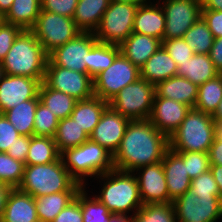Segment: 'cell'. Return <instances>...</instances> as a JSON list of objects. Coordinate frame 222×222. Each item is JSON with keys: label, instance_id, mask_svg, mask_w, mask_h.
<instances>
[{"label": "cell", "instance_id": "cell-31", "mask_svg": "<svg viewBox=\"0 0 222 222\" xmlns=\"http://www.w3.org/2000/svg\"><path fill=\"white\" fill-rule=\"evenodd\" d=\"M38 96L40 102L59 119L70 117L78 100L72 96L40 84Z\"/></svg>", "mask_w": 222, "mask_h": 222}, {"label": "cell", "instance_id": "cell-23", "mask_svg": "<svg viewBox=\"0 0 222 222\" xmlns=\"http://www.w3.org/2000/svg\"><path fill=\"white\" fill-rule=\"evenodd\" d=\"M161 45L158 38L132 32L119 47L120 52L140 69Z\"/></svg>", "mask_w": 222, "mask_h": 222}, {"label": "cell", "instance_id": "cell-1", "mask_svg": "<svg viewBox=\"0 0 222 222\" xmlns=\"http://www.w3.org/2000/svg\"><path fill=\"white\" fill-rule=\"evenodd\" d=\"M169 138L149 120L130 121L118 150L113 155L115 169L134 172L163 160Z\"/></svg>", "mask_w": 222, "mask_h": 222}, {"label": "cell", "instance_id": "cell-9", "mask_svg": "<svg viewBox=\"0 0 222 222\" xmlns=\"http://www.w3.org/2000/svg\"><path fill=\"white\" fill-rule=\"evenodd\" d=\"M31 31L48 55L82 32L73 18L48 11L40 12Z\"/></svg>", "mask_w": 222, "mask_h": 222}, {"label": "cell", "instance_id": "cell-43", "mask_svg": "<svg viewBox=\"0 0 222 222\" xmlns=\"http://www.w3.org/2000/svg\"><path fill=\"white\" fill-rule=\"evenodd\" d=\"M162 46L176 62L177 67L195 54L183 38L162 40Z\"/></svg>", "mask_w": 222, "mask_h": 222}, {"label": "cell", "instance_id": "cell-42", "mask_svg": "<svg viewBox=\"0 0 222 222\" xmlns=\"http://www.w3.org/2000/svg\"><path fill=\"white\" fill-rule=\"evenodd\" d=\"M189 190L197 197H219L218 185L210 170L192 179Z\"/></svg>", "mask_w": 222, "mask_h": 222}, {"label": "cell", "instance_id": "cell-27", "mask_svg": "<svg viewBox=\"0 0 222 222\" xmlns=\"http://www.w3.org/2000/svg\"><path fill=\"white\" fill-rule=\"evenodd\" d=\"M110 2V0H78L73 16L76 26L82 32H94Z\"/></svg>", "mask_w": 222, "mask_h": 222}, {"label": "cell", "instance_id": "cell-36", "mask_svg": "<svg viewBox=\"0 0 222 222\" xmlns=\"http://www.w3.org/2000/svg\"><path fill=\"white\" fill-rule=\"evenodd\" d=\"M183 39L195 54L207 55L214 41L213 34L202 17L186 31Z\"/></svg>", "mask_w": 222, "mask_h": 222}, {"label": "cell", "instance_id": "cell-40", "mask_svg": "<svg viewBox=\"0 0 222 222\" xmlns=\"http://www.w3.org/2000/svg\"><path fill=\"white\" fill-rule=\"evenodd\" d=\"M59 120L60 119L55 116L49 108L39 101L34 118L33 136L54 138Z\"/></svg>", "mask_w": 222, "mask_h": 222}, {"label": "cell", "instance_id": "cell-6", "mask_svg": "<svg viewBox=\"0 0 222 222\" xmlns=\"http://www.w3.org/2000/svg\"><path fill=\"white\" fill-rule=\"evenodd\" d=\"M217 136L211 114L191 108L179 128L169 137L174 152H207Z\"/></svg>", "mask_w": 222, "mask_h": 222}, {"label": "cell", "instance_id": "cell-49", "mask_svg": "<svg viewBox=\"0 0 222 222\" xmlns=\"http://www.w3.org/2000/svg\"><path fill=\"white\" fill-rule=\"evenodd\" d=\"M29 146L30 136L20 135L6 153L13 159L26 163Z\"/></svg>", "mask_w": 222, "mask_h": 222}, {"label": "cell", "instance_id": "cell-30", "mask_svg": "<svg viewBox=\"0 0 222 222\" xmlns=\"http://www.w3.org/2000/svg\"><path fill=\"white\" fill-rule=\"evenodd\" d=\"M39 101V96H37L35 99L21 102L3 113L21 135L33 136L34 118Z\"/></svg>", "mask_w": 222, "mask_h": 222}, {"label": "cell", "instance_id": "cell-33", "mask_svg": "<svg viewBox=\"0 0 222 222\" xmlns=\"http://www.w3.org/2000/svg\"><path fill=\"white\" fill-rule=\"evenodd\" d=\"M61 157L54 138L31 136L25 165L49 164Z\"/></svg>", "mask_w": 222, "mask_h": 222}, {"label": "cell", "instance_id": "cell-53", "mask_svg": "<svg viewBox=\"0 0 222 222\" xmlns=\"http://www.w3.org/2000/svg\"><path fill=\"white\" fill-rule=\"evenodd\" d=\"M13 188L5 184H0V219L5 209L8 196Z\"/></svg>", "mask_w": 222, "mask_h": 222}, {"label": "cell", "instance_id": "cell-56", "mask_svg": "<svg viewBox=\"0 0 222 222\" xmlns=\"http://www.w3.org/2000/svg\"><path fill=\"white\" fill-rule=\"evenodd\" d=\"M13 1L14 0H0V12L5 15L11 8Z\"/></svg>", "mask_w": 222, "mask_h": 222}, {"label": "cell", "instance_id": "cell-5", "mask_svg": "<svg viewBox=\"0 0 222 222\" xmlns=\"http://www.w3.org/2000/svg\"><path fill=\"white\" fill-rule=\"evenodd\" d=\"M61 158L69 174L83 187L89 185L86 180L93 177L97 180L99 175L114 169L113 155L90 139L78 147L65 150Z\"/></svg>", "mask_w": 222, "mask_h": 222}, {"label": "cell", "instance_id": "cell-32", "mask_svg": "<svg viewBox=\"0 0 222 222\" xmlns=\"http://www.w3.org/2000/svg\"><path fill=\"white\" fill-rule=\"evenodd\" d=\"M89 140V135L71 117L59 120L54 141L60 153L78 147Z\"/></svg>", "mask_w": 222, "mask_h": 222}, {"label": "cell", "instance_id": "cell-50", "mask_svg": "<svg viewBox=\"0 0 222 222\" xmlns=\"http://www.w3.org/2000/svg\"><path fill=\"white\" fill-rule=\"evenodd\" d=\"M217 136L212 143L208 155L211 165H222V121L216 122Z\"/></svg>", "mask_w": 222, "mask_h": 222}, {"label": "cell", "instance_id": "cell-16", "mask_svg": "<svg viewBox=\"0 0 222 222\" xmlns=\"http://www.w3.org/2000/svg\"><path fill=\"white\" fill-rule=\"evenodd\" d=\"M143 205L169 203V195L162 161L135 170Z\"/></svg>", "mask_w": 222, "mask_h": 222}, {"label": "cell", "instance_id": "cell-15", "mask_svg": "<svg viewBox=\"0 0 222 222\" xmlns=\"http://www.w3.org/2000/svg\"><path fill=\"white\" fill-rule=\"evenodd\" d=\"M42 82L43 79L5 74L0 81V113L3 114L21 102L35 99Z\"/></svg>", "mask_w": 222, "mask_h": 222}, {"label": "cell", "instance_id": "cell-8", "mask_svg": "<svg viewBox=\"0 0 222 222\" xmlns=\"http://www.w3.org/2000/svg\"><path fill=\"white\" fill-rule=\"evenodd\" d=\"M139 3L111 1L98 28L94 31L99 42L120 46L133 32Z\"/></svg>", "mask_w": 222, "mask_h": 222}, {"label": "cell", "instance_id": "cell-10", "mask_svg": "<svg viewBox=\"0 0 222 222\" xmlns=\"http://www.w3.org/2000/svg\"><path fill=\"white\" fill-rule=\"evenodd\" d=\"M140 78V69L121 52L113 63L93 78L94 96L109 102L126 85Z\"/></svg>", "mask_w": 222, "mask_h": 222}, {"label": "cell", "instance_id": "cell-38", "mask_svg": "<svg viewBox=\"0 0 222 222\" xmlns=\"http://www.w3.org/2000/svg\"><path fill=\"white\" fill-rule=\"evenodd\" d=\"M132 222H177L172 203L145 204L132 215Z\"/></svg>", "mask_w": 222, "mask_h": 222}, {"label": "cell", "instance_id": "cell-55", "mask_svg": "<svg viewBox=\"0 0 222 222\" xmlns=\"http://www.w3.org/2000/svg\"><path fill=\"white\" fill-rule=\"evenodd\" d=\"M108 222H132V216L112 213Z\"/></svg>", "mask_w": 222, "mask_h": 222}, {"label": "cell", "instance_id": "cell-3", "mask_svg": "<svg viewBox=\"0 0 222 222\" xmlns=\"http://www.w3.org/2000/svg\"><path fill=\"white\" fill-rule=\"evenodd\" d=\"M48 54L31 30H22L1 65L7 75L44 79Z\"/></svg>", "mask_w": 222, "mask_h": 222}, {"label": "cell", "instance_id": "cell-59", "mask_svg": "<svg viewBox=\"0 0 222 222\" xmlns=\"http://www.w3.org/2000/svg\"><path fill=\"white\" fill-rule=\"evenodd\" d=\"M5 23V15L0 12V26L3 25Z\"/></svg>", "mask_w": 222, "mask_h": 222}, {"label": "cell", "instance_id": "cell-2", "mask_svg": "<svg viewBox=\"0 0 222 222\" xmlns=\"http://www.w3.org/2000/svg\"><path fill=\"white\" fill-rule=\"evenodd\" d=\"M96 178L99 179L97 181L102 186L101 190L97 192L98 195H93L111 213L132 216L143 206L139 194L138 181L133 172L114 168Z\"/></svg>", "mask_w": 222, "mask_h": 222}, {"label": "cell", "instance_id": "cell-24", "mask_svg": "<svg viewBox=\"0 0 222 222\" xmlns=\"http://www.w3.org/2000/svg\"><path fill=\"white\" fill-rule=\"evenodd\" d=\"M177 75V64L161 45L159 49L140 67V77L155 86Z\"/></svg>", "mask_w": 222, "mask_h": 222}, {"label": "cell", "instance_id": "cell-44", "mask_svg": "<svg viewBox=\"0 0 222 222\" xmlns=\"http://www.w3.org/2000/svg\"><path fill=\"white\" fill-rule=\"evenodd\" d=\"M78 0H41V11L73 18Z\"/></svg>", "mask_w": 222, "mask_h": 222}, {"label": "cell", "instance_id": "cell-60", "mask_svg": "<svg viewBox=\"0 0 222 222\" xmlns=\"http://www.w3.org/2000/svg\"><path fill=\"white\" fill-rule=\"evenodd\" d=\"M4 76H5V72H4V69H3L1 62H0V81Z\"/></svg>", "mask_w": 222, "mask_h": 222}, {"label": "cell", "instance_id": "cell-46", "mask_svg": "<svg viewBox=\"0 0 222 222\" xmlns=\"http://www.w3.org/2000/svg\"><path fill=\"white\" fill-rule=\"evenodd\" d=\"M21 31L19 26L6 22L0 26V62L5 58Z\"/></svg>", "mask_w": 222, "mask_h": 222}, {"label": "cell", "instance_id": "cell-52", "mask_svg": "<svg viewBox=\"0 0 222 222\" xmlns=\"http://www.w3.org/2000/svg\"><path fill=\"white\" fill-rule=\"evenodd\" d=\"M210 171L218 185L219 197L222 200V165H211Z\"/></svg>", "mask_w": 222, "mask_h": 222}, {"label": "cell", "instance_id": "cell-35", "mask_svg": "<svg viewBox=\"0 0 222 222\" xmlns=\"http://www.w3.org/2000/svg\"><path fill=\"white\" fill-rule=\"evenodd\" d=\"M119 53V46L97 41L89 50L88 74L94 78L106 70Z\"/></svg>", "mask_w": 222, "mask_h": 222}, {"label": "cell", "instance_id": "cell-28", "mask_svg": "<svg viewBox=\"0 0 222 222\" xmlns=\"http://www.w3.org/2000/svg\"><path fill=\"white\" fill-rule=\"evenodd\" d=\"M41 12V0H14L5 14V22L31 30Z\"/></svg>", "mask_w": 222, "mask_h": 222}, {"label": "cell", "instance_id": "cell-45", "mask_svg": "<svg viewBox=\"0 0 222 222\" xmlns=\"http://www.w3.org/2000/svg\"><path fill=\"white\" fill-rule=\"evenodd\" d=\"M20 135L5 115L0 113V152L6 153Z\"/></svg>", "mask_w": 222, "mask_h": 222}, {"label": "cell", "instance_id": "cell-22", "mask_svg": "<svg viewBox=\"0 0 222 222\" xmlns=\"http://www.w3.org/2000/svg\"><path fill=\"white\" fill-rule=\"evenodd\" d=\"M155 97L172 99L194 108L198 86L181 76H173L155 86Z\"/></svg>", "mask_w": 222, "mask_h": 222}, {"label": "cell", "instance_id": "cell-41", "mask_svg": "<svg viewBox=\"0 0 222 222\" xmlns=\"http://www.w3.org/2000/svg\"><path fill=\"white\" fill-rule=\"evenodd\" d=\"M183 156V162L186 164L189 178L192 180L200 174L210 170V160L207 152H179Z\"/></svg>", "mask_w": 222, "mask_h": 222}, {"label": "cell", "instance_id": "cell-34", "mask_svg": "<svg viewBox=\"0 0 222 222\" xmlns=\"http://www.w3.org/2000/svg\"><path fill=\"white\" fill-rule=\"evenodd\" d=\"M222 100V73L198 86V97L194 108L213 114Z\"/></svg>", "mask_w": 222, "mask_h": 222}, {"label": "cell", "instance_id": "cell-11", "mask_svg": "<svg viewBox=\"0 0 222 222\" xmlns=\"http://www.w3.org/2000/svg\"><path fill=\"white\" fill-rule=\"evenodd\" d=\"M165 13L163 40L183 38L186 31L202 17V0H159Z\"/></svg>", "mask_w": 222, "mask_h": 222}, {"label": "cell", "instance_id": "cell-26", "mask_svg": "<svg viewBox=\"0 0 222 222\" xmlns=\"http://www.w3.org/2000/svg\"><path fill=\"white\" fill-rule=\"evenodd\" d=\"M220 72L215 68L207 54H194L186 62L177 67V75L185 77L197 86L218 76Z\"/></svg>", "mask_w": 222, "mask_h": 222}, {"label": "cell", "instance_id": "cell-12", "mask_svg": "<svg viewBox=\"0 0 222 222\" xmlns=\"http://www.w3.org/2000/svg\"><path fill=\"white\" fill-rule=\"evenodd\" d=\"M43 83L47 87L64 92L78 101L94 96L93 78L88 73L55 66L49 59Z\"/></svg>", "mask_w": 222, "mask_h": 222}, {"label": "cell", "instance_id": "cell-13", "mask_svg": "<svg viewBox=\"0 0 222 222\" xmlns=\"http://www.w3.org/2000/svg\"><path fill=\"white\" fill-rule=\"evenodd\" d=\"M172 204L177 222H218L222 219L220 197H197L188 190Z\"/></svg>", "mask_w": 222, "mask_h": 222}, {"label": "cell", "instance_id": "cell-18", "mask_svg": "<svg viewBox=\"0 0 222 222\" xmlns=\"http://www.w3.org/2000/svg\"><path fill=\"white\" fill-rule=\"evenodd\" d=\"M191 107L181 102L154 97L149 121L168 138L179 128Z\"/></svg>", "mask_w": 222, "mask_h": 222}, {"label": "cell", "instance_id": "cell-19", "mask_svg": "<svg viewBox=\"0 0 222 222\" xmlns=\"http://www.w3.org/2000/svg\"><path fill=\"white\" fill-rule=\"evenodd\" d=\"M162 165L166 178L169 203L189 190L191 179L183 162V156L170 148L165 152Z\"/></svg>", "mask_w": 222, "mask_h": 222}, {"label": "cell", "instance_id": "cell-57", "mask_svg": "<svg viewBox=\"0 0 222 222\" xmlns=\"http://www.w3.org/2000/svg\"><path fill=\"white\" fill-rule=\"evenodd\" d=\"M215 122L222 121V100L219 102L215 112L212 114Z\"/></svg>", "mask_w": 222, "mask_h": 222}, {"label": "cell", "instance_id": "cell-21", "mask_svg": "<svg viewBox=\"0 0 222 222\" xmlns=\"http://www.w3.org/2000/svg\"><path fill=\"white\" fill-rule=\"evenodd\" d=\"M0 222H39L35 198L17 188L12 189Z\"/></svg>", "mask_w": 222, "mask_h": 222}, {"label": "cell", "instance_id": "cell-58", "mask_svg": "<svg viewBox=\"0 0 222 222\" xmlns=\"http://www.w3.org/2000/svg\"><path fill=\"white\" fill-rule=\"evenodd\" d=\"M115 2H133V3H139V4H145L149 3V0H110Z\"/></svg>", "mask_w": 222, "mask_h": 222}, {"label": "cell", "instance_id": "cell-37", "mask_svg": "<svg viewBox=\"0 0 222 222\" xmlns=\"http://www.w3.org/2000/svg\"><path fill=\"white\" fill-rule=\"evenodd\" d=\"M87 188L82 187L76 194L81 203L83 222H108L112 213L94 195L87 193Z\"/></svg>", "mask_w": 222, "mask_h": 222}, {"label": "cell", "instance_id": "cell-39", "mask_svg": "<svg viewBox=\"0 0 222 222\" xmlns=\"http://www.w3.org/2000/svg\"><path fill=\"white\" fill-rule=\"evenodd\" d=\"M25 163L15 160L5 152H0V182L18 188L24 173Z\"/></svg>", "mask_w": 222, "mask_h": 222}, {"label": "cell", "instance_id": "cell-4", "mask_svg": "<svg viewBox=\"0 0 222 222\" xmlns=\"http://www.w3.org/2000/svg\"><path fill=\"white\" fill-rule=\"evenodd\" d=\"M82 187L69 174L60 157L49 164L25 165L23 177L17 189L36 198L64 191H80Z\"/></svg>", "mask_w": 222, "mask_h": 222}, {"label": "cell", "instance_id": "cell-51", "mask_svg": "<svg viewBox=\"0 0 222 222\" xmlns=\"http://www.w3.org/2000/svg\"><path fill=\"white\" fill-rule=\"evenodd\" d=\"M209 57L215 68L222 73V37L214 38Z\"/></svg>", "mask_w": 222, "mask_h": 222}, {"label": "cell", "instance_id": "cell-7", "mask_svg": "<svg viewBox=\"0 0 222 222\" xmlns=\"http://www.w3.org/2000/svg\"><path fill=\"white\" fill-rule=\"evenodd\" d=\"M155 94V85L140 77L116 94L109 106L131 121L148 120Z\"/></svg>", "mask_w": 222, "mask_h": 222}, {"label": "cell", "instance_id": "cell-54", "mask_svg": "<svg viewBox=\"0 0 222 222\" xmlns=\"http://www.w3.org/2000/svg\"><path fill=\"white\" fill-rule=\"evenodd\" d=\"M202 9H222V0H202Z\"/></svg>", "mask_w": 222, "mask_h": 222}, {"label": "cell", "instance_id": "cell-25", "mask_svg": "<svg viewBox=\"0 0 222 222\" xmlns=\"http://www.w3.org/2000/svg\"><path fill=\"white\" fill-rule=\"evenodd\" d=\"M109 102L93 96L77 101L70 117L90 136Z\"/></svg>", "mask_w": 222, "mask_h": 222}, {"label": "cell", "instance_id": "cell-47", "mask_svg": "<svg viewBox=\"0 0 222 222\" xmlns=\"http://www.w3.org/2000/svg\"><path fill=\"white\" fill-rule=\"evenodd\" d=\"M52 222H83L80 201L75 198L55 217Z\"/></svg>", "mask_w": 222, "mask_h": 222}, {"label": "cell", "instance_id": "cell-17", "mask_svg": "<svg viewBox=\"0 0 222 222\" xmlns=\"http://www.w3.org/2000/svg\"><path fill=\"white\" fill-rule=\"evenodd\" d=\"M131 120L108 106L101 115L89 139L103 146L112 155L118 150Z\"/></svg>", "mask_w": 222, "mask_h": 222}, {"label": "cell", "instance_id": "cell-48", "mask_svg": "<svg viewBox=\"0 0 222 222\" xmlns=\"http://www.w3.org/2000/svg\"><path fill=\"white\" fill-rule=\"evenodd\" d=\"M202 18L207 23L214 38L222 37V9H202Z\"/></svg>", "mask_w": 222, "mask_h": 222}, {"label": "cell", "instance_id": "cell-20", "mask_svg": "<svg viewBox=\"0 0 222 222\" xmlns=\"http://www.w3.org/2000/svg\"><path fill=\"white\" fill-rule=\"evenodd\" d=\"M165 25V13L159 2L139 4L134 18V33L145 34L162 41Z\"/></svg>", "mask_w": 222, "mask_h": 222}, {"label": "cell", "instance_id": "cell-29", "mask_svg": "<svg viewBox=\"0 0 222 222\" xmlns=\"http://www.w3.org/2000/svg\"><path fill=\"white\" fill-rule=\"evenodd\" d=\"M79 191H64L35 198L39 222H52L76 198Z\"/></svg>", "mask_w": 222, "mask_h": 222}, {"label": "cell", "instance_id": "cell-14", "mask_svg": "<svg viewBox=\"0 0 222 222\" xmlns=\"http://www.w3.org/2000/svg\"><path fill=\"white\" fill-rule=\"evenodd\" d=\"M97 41L94 32H80L75 38L52 51L48 59L55 66L88 73L89 50Z\"/></svg>", "mask_w": 222, "mask_h": 222}]
</instances>
